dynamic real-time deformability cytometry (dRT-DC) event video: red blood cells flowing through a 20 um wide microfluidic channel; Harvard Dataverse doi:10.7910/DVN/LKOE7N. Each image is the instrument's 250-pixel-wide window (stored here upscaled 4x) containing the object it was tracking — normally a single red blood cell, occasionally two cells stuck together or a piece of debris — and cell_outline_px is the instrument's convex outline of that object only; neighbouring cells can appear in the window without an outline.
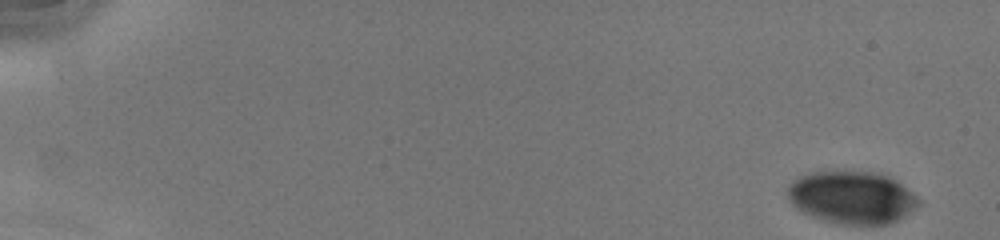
{"species": "human", "species_latin": "Homo sapiens", "temperature_condition": "cold", "stored_images_in_passage": 44, "camera_frame_rate_fps": 3000, "um_per_image_px": 0.085, "donor": {"sex": "male"}, "frame": {"image": 1, "passage_image": 1, "time_ms": 0.0, "image_size_px": [1000, 240], "cell_outline_px": [[920, 204], [916, 208], [904, 216], [888, 224], [836, 224], [812, 216], [796, 208], [792, 204], [788, 196], [788, 188], [800, 176], [808, 172], [876, 172], [888, 176], [896, 180], [912, 192], [920, 200]], "centroid_in_image_um": [72.44, 16.79], "position_along_channel_um": 12.6, "area_um2": 39.77}}
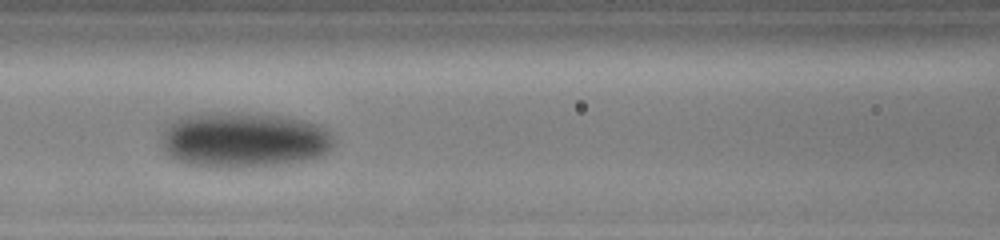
{"frame": {"image": 2, "passage_image": 23, "time_ms": 7.333, "image_size_px": [1000, 240], "cell_outline_px": [[332, 148], [328, 152], [320, 156], [300, 160], [276, 164], [240, 168], [212, 168], [188, 164], [176, 160], [168, 156], [160, 148], [160, 136], [168, 120], [184, 116], [208, 112], [244, 112], [284, 116], [304, 120], [316, 124], [332, 132]], "centroid_in_image_um": [20.61, 11.88], "position_along_channel_um": 146.0, "area_um2": 56.76}}
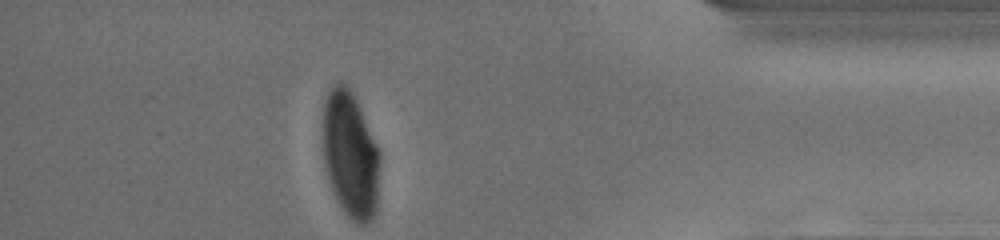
{"frame": {"image": 3, "passage_image": 44, "time_ms": 14.333, "image_size_px": [1000, 240], "cell_outline_px": [[380, 164], [376, 212], [372, 220], [368, 224], [356, 224], [344, 212], [336, 200], [328, 176], [324, 160], [324, 104], [328, 92], [340, 80], [352, 92], [380, 148]], "centroid_in_image_um": [29.82, 13.21], "position_along_channel_um": 405.4, "area_um2": 42.02}, "authors_computed_cell_mechanics": {"area_um2": 49.0144, "velocity_mm_per_s": 4.1683, "shape_relaxation_time_tau1_ms": 2.6187, "shape_relaxation_time_tau2_ms": 1.5697, "deformation_change_tau1": 0.1172, "deformation_change_tau2": 0.0448}}